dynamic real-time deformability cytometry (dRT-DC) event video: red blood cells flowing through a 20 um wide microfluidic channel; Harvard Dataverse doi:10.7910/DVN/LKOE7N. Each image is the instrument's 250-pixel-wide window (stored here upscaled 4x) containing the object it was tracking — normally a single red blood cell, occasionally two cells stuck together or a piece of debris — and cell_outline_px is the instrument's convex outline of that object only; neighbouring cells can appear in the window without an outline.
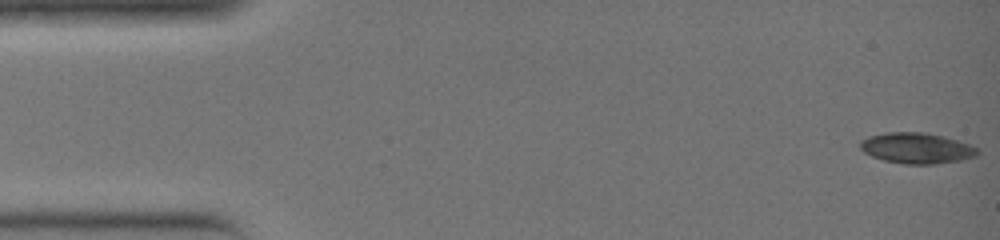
{"species": "common noctule bat (a hibernating species)", "species_latin": "Nyctalus noctula", "temperature_condition": "warm", "stored_images_in_passage": 36, "camera_frame_rate_fps": 3000, "um_per_image_px": 0.085, "animal": {"sex": "female", "body_mass_g": 19.0, "forearm_length_mm": 51.5}, "frame": {"image": 1, "passage_image": 1, "time_ms": 0.0, "image_size_px": [1000, 240], "cell_outline_px": [[980, 152], [976, 156], [960, 160], [936, 164], [904, 164], [884, 160], [872, 156], [864, 152], [860, 148], [860, 140], [868, 136], [888, 132], [924, 132], [944, 136], [968, 144], [976, 148]], "centroid_in_image_um": [77.9, 12.59], "position_along_channel_um": 7.1, "area_um2": 20.98}}
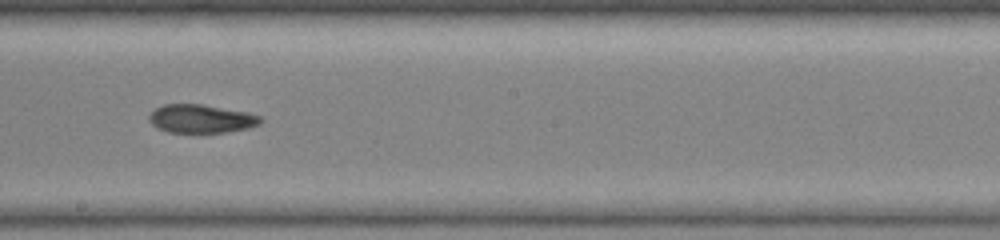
{"frame": {"image": 2, "passage_image": 21, "time_ms": 6.667, "image_size_px": [1000, 240], "cell_outline_px": [[264, 120], [260, 124], [248, 128], [228, 132], [168, 132], [156, 128], [148, 120], [148, 116], [156, 108], [164, 104], [204, 104], [248, 112], [264, 116]], "centroid_in_image_um": [17.14, 10.08], "position_along_channel_um": 231.1, "area_um2": 18.73}}
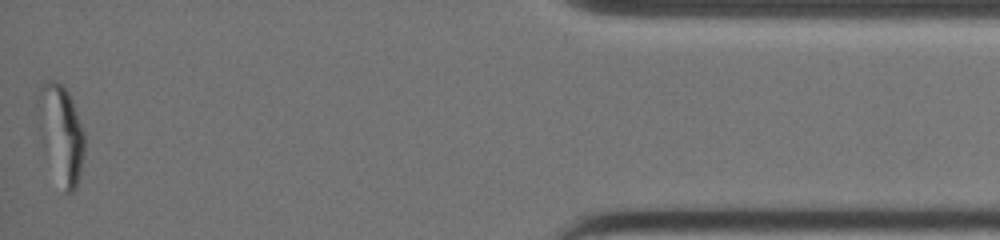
{"frame": {"image": 3, "passage_image": 36, "time_ms": 11.667, "image_size_px": [1000, 240], "cell_outline_px": [[84, 152], [80, 172], [76, 188], [72, 192], [64, 192], [40, 92], [40, 84], [44, 80], [56, 80], [68, 92], [72, 100], [84, 132]], "centroid_in_image_um": [5.43, 11.23], "position_along_channel_um": 429.8, "area_um2": 21.5}}